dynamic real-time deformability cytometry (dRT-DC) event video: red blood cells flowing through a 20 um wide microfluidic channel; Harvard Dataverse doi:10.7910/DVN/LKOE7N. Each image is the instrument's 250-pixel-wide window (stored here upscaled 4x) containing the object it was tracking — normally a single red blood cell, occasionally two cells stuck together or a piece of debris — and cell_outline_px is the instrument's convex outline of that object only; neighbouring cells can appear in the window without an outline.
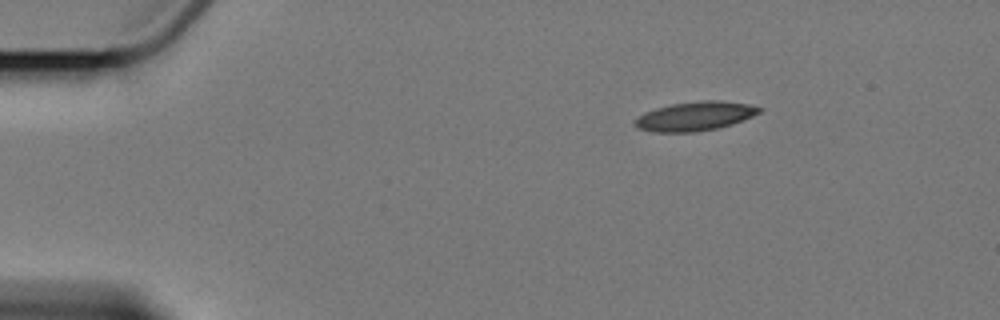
{"species": "Egyptian fruit bat (a non-hibernating species)", "species_latin": "Rousettus aegyptiacus", "temperature_condition": "cold", "stored_images_in_passage": 3, "camera_frame_rate_fps": 3000, "um_per_image_px": 0.085, "animal": {"sex": "female"}, "frame": {"image": 1, "passage_image": 1, "time_ms": 0.0, "image_size_px": [1000, 320], "cell_outline_px": [[764, 108], [760, 112], [752, 116], [732, 124], [716, 128], [692, 132], [652, 132], [636, 128], [636, 120], [644, 112], [656, 108], [672, 104], [700, 100], [720, 100], [748, 104]], "centroid_in_image_um": [59.09, 9.87], "position_along_channel_um": 25.9, "area_um2": 20.92}}